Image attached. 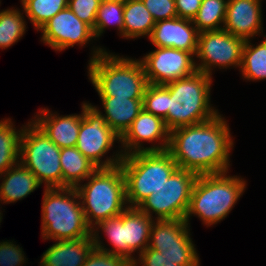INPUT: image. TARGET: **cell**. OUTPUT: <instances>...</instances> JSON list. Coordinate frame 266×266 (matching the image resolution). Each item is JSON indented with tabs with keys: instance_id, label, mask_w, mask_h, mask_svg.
<instances>
[{
	"instance_id": "cell-21",
	"label": "cell",
	"mask_w": 266,
	"mask_h": 266,
	"mask_svg": "<svg viewBox=\"0 0 266 266\" xmlns=\"http://www.w3.org/2000/svg\"><path fill=\"white\" fill-rule=\"evenodd\" d=\"M0 202L16 203L26 198L42 184L35 174L20 162L0 175Z\"/></svg>"
},
{
	"instance_id": "cell-32",
	"label": "cell",
	"mask_w": 266,
	"mask_h": 266,
	"mask_svg": "<svg viewBox=\"0 0 266 266\" xmlns=\"http://www.w3.org/2000/svg\"><path fill=\"white\" fill-rule=\"evenodd\" d=\"M143 109L162 118L167 127L168 88L165 85L148 84L143 96Z\"/></svg>"
},
{
	"instance_id": "cell-9",
	"label": "cell",
	"mask_w": 266,
	"mask_h": 266,
	"mask_svg": "<svg viewBox=\"0 0 266 266\" xmlns=\"http://www.w3.org/2000/svg\"><path fill=\"white\" fill-rule=\"evenodd\" d=\"M198 174L178 168L138 208L155 220L184 219Z\"/></svg>"
},
{
	"instance_id": "cell-10",
	"label": "cell",
	"mask_w": 266,
	"mask_h": 266,
	"mask_svg": "<svg viewBox=\"0 0 266 266\" xmlns=\"http://www.w3.org/2000/svg\"><path fill=\"white\" fill-rule=\"evenodd\" d=\"M115 142H120V136L105 122L104 117L91 103L84 102L83 118L75 147L98 168H109L119 165L124 156L120 149L113 152L114 155L102 159Z\"/></svg>"
},
{
	"instance_id": "cell-1",
	"label": "cell",
	"mask_w": 266,
	"mask_h": 266,
	"mask_svg": "<svg viewBox=\"0 0 266 266\" xmlns=\"http://www.w3.org/2000/svg\"><path fill=\"white\" fill-rule=\"evenodd\" d=\"M229 124L222 114L170 132L167 151L180 169L198 175L228 172L234 147Z\"/></svg>"
},
{
	"instance_id": "cell-36",
	"label": "cell",
	"mask_w": 266,
	"mask_h": 266,
	"mask_svg": "<svg viewBox=\"0 0 266 266\" xmlns=\"http://www.w3.org/2000/svg\"><path fill=\"white\" fill-rule=\"evenodd\" d=\"M82 266H132L120 256L101 251L94 247Z\"/></svg>"
},
{
	"instance_id": "cell-16",
	"label": "cell",
	"mask_w": 266,
	"mask_h": 266,
	"mask_svg": "<svg viewBox=\"0 0 266 266\" xmlns=\"http://www.w3.org/2000/svg\"><path fill=\"white\" fill-rule=\"evenodd\" d=\"M262 0H228L223 29L246 40L263 34Z\"/></svg>"
},
{
	"instance_id": "cell-19",
	"label": "cell",
	"mask_w": 266,
	"mask_h": 266,
	"mask_svg": "<svg viewBox=\"0 0 266 266\" xmlns=\"http://www.w3.org/2000/svg\"><path fill=\"white\" fill-rule=\"evenodd\" d=\"M155 219L150 218L138 207H128L123 211L124 259L131 265L137 256L148 247L151 226Z\"/></svg>"
},
{
	"instance_id": "cell-15",
	"label": "cell",
	"mask_w": 266,
	"mask_h": 266,
	"mask_svg": "<svg viewBox=\"0 0 266 266\" xmlns=\"http://www.w3.org/2000/svg\"><path fill=\"white\" fill-rule=\"evenodd\" d=\"M170 131L162 118L146 112L138 114L126 132L120 137L122 154L124 156L143 151H165L168 149ZM144 147V142L155 143Z\"/></svg>"
},
{
	"instance_id": "cell-22",
	"label": "cell",
	"mask_w": 266,
	"mask_h": 266,
	"mask_svg": "<svg viewBox=\"0 0 266 266\" xmlns=\"http://www.w3.org/2000/svg\"><path fill=\"white\" fill-rule=\"evenodd\" d=\"M105 114L92 105L121 137L143 109V99L100 97Z\"/></svg>"
},
{
	"instance_id": "cell-4",
	"label": "cell",
	"mask_w": 266,
	"mask_h": 266,
	"mask_svg": "<svg viewBox=\"0 0 266 266\" xmlns=\"http://www.w3.org/2000/svg\"><path fill=\"white\" fill-rule=\"evenodd\" d=\"M212 77L196 71L191 76L165 84L168 88L167 128L195 125L219 114L211 104Z\"/></svg>"
},
{
	"instance_id": "cell-14",
	"label": "cell",
	"mask_w": 266,
	"mask_h": 266,
	"mask_svg": "<svg viewBox=\"0 0 266 266\" xmlns=\"http://www.w3.org/2000/svg\"><path fill=\"white\" fill-rule=\"evenodd\" d=\"M39 31L42 33L40 41L58 52L76 44L84 46L96 39L93 28L80 20L68 6L47 21Z\"/></svg>"
},
{
	"instance_id": "cell-17",
	"label": "cell",
	"mask_w": 266,
	"mask_h": 266,
	"mask_svg": "<svg viewBox=\"0 0 266 266\" xmlns=\"http://www.w3.org/2000/svg\"><path fill=\"white\" fill-rule=\"evenodd\" d=\"M199 32L192 20L175 17L155 22L148 38L154 47H171L194 56L197 50Z\"/></svg>"
},
{
	"instance_id": "cell-3",
	"label": "cell",
	"mask_w": 266,
	"mask_h": 266,
	"mask_svg": "<svg viewBox=\"0 0 266 266\" xmlns=\"http://www.w3.org/2000/svg\"><path fill=\"white\" fill-rule=\"evenodd\" d=\"M229 172L198 175L184 220L190 225L191 216L207 227L225 219L246 189V181Z\"/></svg>"
},
{
	"instance_id": "cell-11",
	"label": "cell",
	"mask_w": 266,
	"mask_h": 266,
	"mask_svg": "<svg viewBox=\"0 0 266 266\" xmlns=\"http://www.w3.org/2000/svg\"><path fill=\"white\" fill-rule=\"evenodd\" d=\"M189 227L184 219L154 220L148 247L157 250L176 265L200 266Z\"/></svg>"
},
{
	"instance_id": "cell-26",
	"label": "cell",
	"mask_w": 266,
	"mask_h": 266,
	"mask_svg": "<svg viewBox=\"0 0 266 266\" xmlns=\"http://www.w3.org/2000/svg\"><path fill=\"white\" fill-rule=\"evenodd\" d=\"M258 45L246 40L242 51V63L239 69L242 77L248 81L266 79V35Z\"/></svg>"
},
{
	"instance_id": "cell-35",
	"label": "cell",
	"mask_w": 266,
	"mask_h": 266,
	"mask_svg": "<svg viewBox=\"0 0 266 266\" xmlns=\"http://www.w3.org/2000/svg\"><path fill=\"white\" fill-rule=\"evenodd\" d=\"M155 22L177 17L175 0H142Z\"/></svg>"
},
{
	"instance_id": "cell-24",
	"label": "cell",
	"mask_w": 266,
	"mask_h": 266,
	"mask_svg": "<svg viewBox=\"0 0 266 266\" xmlns=\"http://www.w3.org/2000/svg\"><path fill=\"white\" fill-rule=\"evenodd\" d=\"M155 21L142 0H128L124 3L123 38L150 37Z\"/></svg>"
},
{
	"instance_id": "cell-25",
	"label": "cell",
	"mask_w": 266,
	"mask_h": 266,
	"mask_svg": "<svg viewBox=\"0 0 266 266\" xmlns=\"http://www.w3.org/2000/svg\"><path fill=\"white\" fill-rule=\"evenodd\" d=\"M14 125L10 118L0 120V175L19 163L23 127Z\"/></svg>"
},
{
	"instance_id": "cell-7",
	"label": "cell",
	"mask_w": 266,
	"mask_h": 266,
	"mask_svg": "<svg viewBox=\"0 0 266 266\" xmlns=\"http://www.w3.org/2000/svg\"><path fill=\"white\" fill-rule=\"evenodd\" d=\"M120 165L128 207H138L179 168L167 150L132 153Z\"/></svg>"
},
{
	"instance_id": "cell-34",
	"label": "cell",
	"mask_w": 266,
	"mask_h": 266,
	"mask_svg": "<svg viewBox=\"0 0 266 266\" xmlns=\"http://www.w3.org/2000/svg\"><path fill=\"white\" fill-rule=\"evenodd\" d=\"M22 247L10 240L0 242V266H22L26 263Z\"/></svg>"
},
{
	"instance_id": "cell-28",
	"label": "cell",
	"mask_w": 266,
	"mask_h": 266,
	"mask_svg": "<svg viewBox=\"0 0 266 266\" xmlns=\"http://www.w3.org/2000/svg\"><path fill=\"white\" fill-rule=\"evenodd\" d=\"M228 0H202L192 22L198 32L223 29Z\"/></svg>"
},
{
	"instance_id": "cell-29",
	"label": "cell",
	"mask_w": 266,
	"mask_h": 266,
	"mask_svg": "<svg viewBox=\"0 0 266 266\" xmlns=\"http://www.w3.org/2000/svg\"><path fill=\"white\" fill-rule=\"evenodd\" d=\"M24 10L13 7L0 11V49H8L27 31Z\"/></svg>"
},
{
	"instance_id": "cell-27",
	"label": "cell",
	"mask_w": 266,
	"mask_h": 266,
	"mask_svg": "<svg viewBox=\"0 0 266 266\" xmlns=\"http://www.w3.org/2000/svg\"><path fill=\"white\" fill-rule=\"evenodd\" d=\"M99 230L105 233L109 243L113 245V247H105V244L101 241L102 237L99 236V234H102L99 233ZM92 234L95 248L124 258L123 212L120 215L102 220L93 228Z\"/></svg>"
},
{
	"instance_id": "cell-23",
	"label": "cell",
	"mask_w": 266,
	"mask_h": 266,
	"mask_svg": "<svg viewBox=\"0 0 266 266\" xmlns=\"http://www.w3.org/2000/svg\"><path fill=\"white\" fill-rule=\"evenodd\" d=\"M60 164L62 168V187L76 188L98 168L76 147L60 149Z\"/></svg>"
},
{
	"instance_id": "cell-38",
	"label": "cell",
	"mask_w": 266,
	"mask_h": 266,
	"mask_svg": "<svg viewBox=\"0 0 266 266\" xmlns=\"http://www.w3.org/2000/svg\"><path fill=\"white\" fill-rule=\"evenodd\" d=\"M202 0H175L177 17L193 20Z\"/></svg>"
},
{
	"instance_id": "cell-37",
	"label": "cell",
	"mask_w": 266,
	"mask_h": 266,
	"mask_svg": "<svg viewBox=\"0 0 266 266\" xmlns=\"http://www.w3.org/2000/svg\"><path fill=\"white\" fill-rule=\"evenodd\" d=\"M179 266L171 262V260L164 257L157 250L147 247L140 255L132 266Z\"/></svg>"
},
{
	"instance_id": "cell-30",
	"label": "cell",
	"mask_w": 266,
	"mask_h": 266,
	"mask_svg": "<svg viewBox=\"0 0 266 266\" xmlns=\"http://www.w3.org/2000/svg\"><path fill=\"white\" fill-rule=\"evenodd\" d=\"M20 2L24 15L29 18L37 31L68 5V0H20Z\"/></svg>"
},
{
	"instance_id": "cell-8",
	"label": "cell",
	"mask_w": 266,
	"mask_h": 266,
	"mask_svg": "<svg viewBox=\"0 0 266 266\" xmlns=\"http://www.w3.org/2000/svg\"><path fill=\"white\" fill-rule=\"evenodd\" d=\"M19 162L45 188L62 187L60 148L32 120L23 126Z\"/></svg>"
},
{
	"instance_id": "cell-31",
	"label": "cell",
	"mask_w": 266,
	"mask_h": 266,
	"mask_svg": "<svg viewBox=\"0 0 266 266\" xmlns=\"http://www.w3.org/2000/svg\"><path fill=\"white\" fill-rule=\"evenodd\" d=\"M112 25H115L120 36L123 37L124 4L119 2H100L93 29L95 38H99L106 28Z\"/></svg>"
},
{
	"instance_id": "cell-18",
	"label": "cell",
	"mask_w": 266,
	"mask_h": 266,
	"mask_svg": "<svg viewBox=\"0 0 266 266\" xmlns=\"http://www.w3.org/2000/svg\"><path fill=\"white\" fill-rule=\"evenodd\" d=\"M81 114L59 116L48 108L39 109V113L31 120L54 142L60 149L75 147L83 118V104Z\"/></svg>"
},
{
	"instance_id": "cell-2",
	"label": "cell",
	"mask_w": 266,
	"mask_h": 266,
	"mask_svg": "<svg viewBox=\"0 0 266 266\" xmlns=\"http://www.w3.org/2000/svg\"><path fill=\"white\" fill-rule=\"evenodd\" d=\"M92 50L88 79L99 97L143 99L149 83L140 59L120 57L101 46Z\"/></svg>"
},
{
	"instance_id": "cell-13",
	"label": "cell",
	"mask_w": 266,
	"mask_h": 266,
	"mask_svg": "<svg viewBox=\"0 0 266 266\" xmlns=\"http://www.w3.org/2000/svg\"><path fill=\"white\" fill-rule=\"evenodd\" d=\"M193 57L195 56L191 52L171 47H156L140 60L148 83L165 85L194 74L197 69Z\"/></svg>"
},
{
	"instance_id": "cell-6",
	"label": "cell",
	"mask_w": 266,
	"mask_h": 266,
	"mask_svg": "<svg viewBox=\"0 0 266 266\" xmlns=\"http://www.w3.org/2000/svg\"><path fill=\"white\" fill-rule=\"evenodd\" d=\"M85 181L76 190L86 221L92 230L102 220L120 215L128 208L125 179L120 164L97 168Z\"/></svg>"
},
{
	"instance_id": "cell-20",
	"label": "cell",
	"mask_w": 266,
	"mask_h": 266,
	"mask_svg": "<svg viewBox=\"0 0 266 266\" xmlns=\"http://www.w3.org/2000/svg\"><path fill=\"white\" fill-rule=\"evenodd\" d=\"M93 234L81 239L55 240L41 257L40 266H82L94 249Z\"/></svg>"
},
{
	"instance_id": "cell-12",
	"label": "cell",
	"mask_w": 266,
	"mask_h": 266,
	"mask_svg": "<svg viewBox=\"0 0 266 266\" xmlns=\"http://www.w3.org/2000/svg\"><path fill=\"white\" fill-rule=\"evenodd\" d=\"M245 41L224 29L199 33L195 61L197 71L212 77V71L218 67H239L242 63V51Z\"/></svg>"
},
{
	"instance_id": "cell-33",
	"label": "cell",
	"mask_w": 266,
	"mask_h": 266,
	"mask_svg": "<svg viewBox=\"0 0 266 266\" xmlns=\"http://www.w3.org/2000/svg\"><path fill=\"white\" fill-rule=\"evenodd\" d=\"M100 2V0H68L67 6L80 20L94 29L96 13Z\"/></svg>"
},
{
	"instance_id": "cell-39",
	"label": "cell",
	"mask_w": 266,
	"mask_h": 266,
	"mask_svg": "<svg viewBox=\"0 0 266 266\" xmlns=\"http://www.w3.org/2000/svg\"><path fill=\"white\" fill-rule=\"evenodd\" d=\"M101 2H119L124 4L128 0H100Z\"/></svg>"
},
{
	"instance_id": "cell-5",
	"label": "cell",
	"mask_w": 266,
	"mask_h": 266,
	"mask_svg": "<svg viewBox=\"0 0 266 266\" xmlns=\"http://www.w3.org/2000/svg\"><path fill=\"white\" fill-rule=\"evenodd\" d=\"M41 215L44 240L81 239L93 233L75 187L45 188Z\"/></svg>"
}]
</instances>
